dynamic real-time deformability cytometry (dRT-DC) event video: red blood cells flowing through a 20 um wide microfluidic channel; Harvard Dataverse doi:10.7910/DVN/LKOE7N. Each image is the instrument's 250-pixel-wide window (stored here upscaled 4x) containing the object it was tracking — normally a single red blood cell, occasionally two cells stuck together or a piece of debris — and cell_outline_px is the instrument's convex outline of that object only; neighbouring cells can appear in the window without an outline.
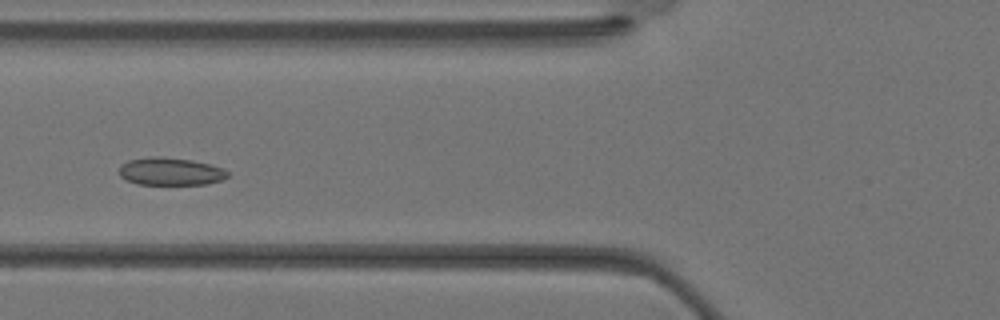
{"species": "Egyptian fruit bat (a non-hibernating species)", "species_latin": "Rousettus aegyptiacus", "temperature_condition": "warm", "stored_images_in_passage": 24, "camera_frame_rate_fps": 3000, "um_per_image_px": 0.085, "animal": {"sex": "female"}, "frame": {"image": 1, "passage_image": 3, "time_ms": 0.667, "image_size_px": [1000, 320], "cell_outline_px": [[228, 176], [220, 180], [208, 184], [136, 184], [120, 176], [120, 164], [128, 160], [152, 156], [160, 156], [192, 160], [224, 168], [228, 172]], "centroid_in_image_um": [14.48, 14.56], "position_along_channel_um": 111.3, "area_um2": 17.46}}
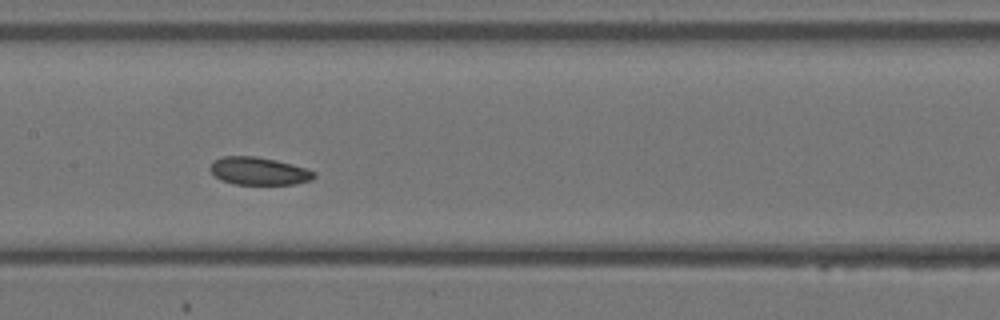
{"frame": {"image": 2, "passage_image": 7, "time_ms": 2.0, "image_size_px": [1000, 320], "cell_outline_px": [[316, 176], [312, 180], [296, 184], [236, 184], [220, 180], [208, 168], [216, 160], [224, 156], [256, 156], [276, 160], [292, 164], [316, 172]], "centroid_in_image_um": [22.03, 14.54], "position_along_channel_um": 185.4, "area_um2": 16.7}}
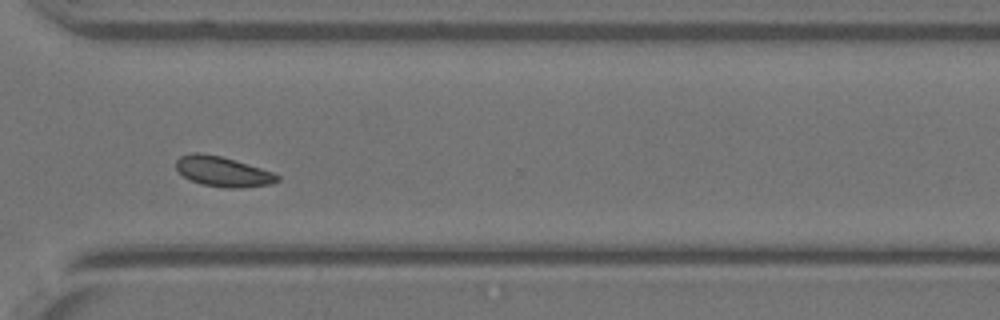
{"frame": {"image": 3, "passage_image": 16, "time_ms": 5.0, "image_size_px": [1000, 320], "cell_outline_px": [[280, 180], [272, 184], [244, 188], [224, 188], [200, 184], [184, 176], [176, 168], [176, 160], [180, 156], [192, 152], [200, 152], [220, 156], [260, 168], [272, 172], [280, 176]], "centroid_in_image_um": [18.94, 14.59], "position_along_channel_um": 351.7, "area_um2": 17.74}}